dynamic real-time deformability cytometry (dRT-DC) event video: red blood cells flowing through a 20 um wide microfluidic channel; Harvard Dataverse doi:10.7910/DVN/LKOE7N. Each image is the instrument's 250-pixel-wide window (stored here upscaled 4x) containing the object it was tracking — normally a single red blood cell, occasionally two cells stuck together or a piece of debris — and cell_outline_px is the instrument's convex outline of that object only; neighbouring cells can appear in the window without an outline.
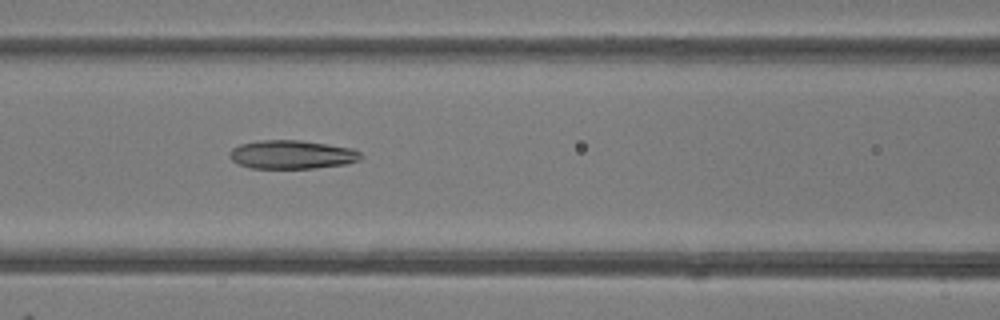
{"species": "common noctule bat (a hibernating species)", "species_latin": "Nyctalus noctula", "temperature_condition": "room temperature", "stored_images_in_passage": 49, "camera_frame_rate_fps": 3000, "um_per_image_px": 0.085, "animal": {"sex": "female"}, "frame": {"image": 1, "passage_image": 21, "time_ms": 6.667, "image_size_px": [1000, 320], "cell_outline_px": [[364, 156], [360, 160], [348, 164], [316, 168], [252, 168], [240, 164], [232, 160], [228, 156], [228, 152], [232, 148], [240, 144], [260, 140], [300, 140], [328, 144], [352, 148], [360, 152]], "centroid_in_image_um": [24.84, 13.14], "position_along_channel_um": 141.8, "area_um2": 22.08}}
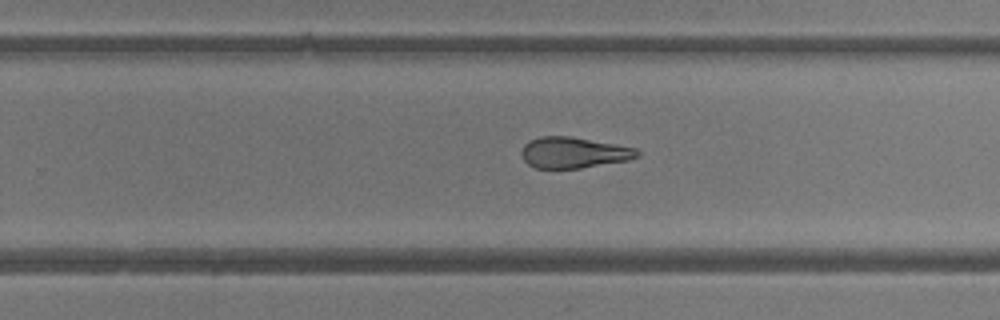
{"frame": {"image": 2, "passage_image": 31, "time_ms": 10.0, "image_size_px": [1000, 320], "cell_outline_px": [[640, 156], [628, 160], [580, 168], [536, 168], [528, 164], [524, 160], [520, 152], [524, 144], [528, 140], [540, 136], [572, 136], [636, 148], [640, 152]], "centroid_in_image_um": [48.74, 12.96], "position_along_channel_um": 281.1, "area_um2": 20.98}}
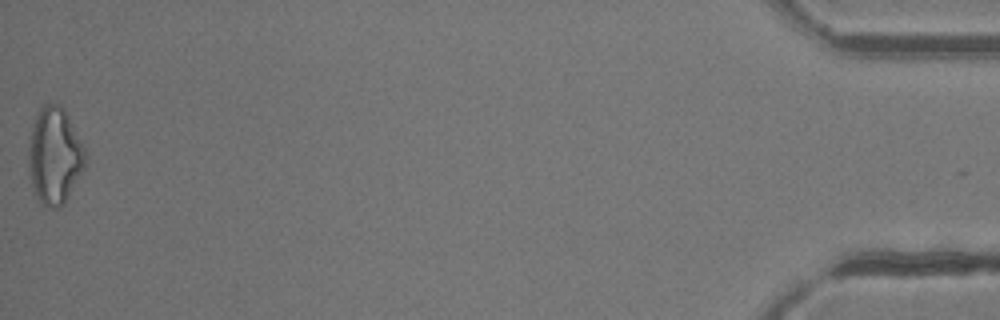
{"frame": {"image": 3, "passage_image": 49, "time_ms": 16.0, "image_size_px": [1000, 320], "cell_outline_px": [[88, 160], [84, 168], [64, 204], [60, 208], [52, 208], [40, 204], [32, 192], [28, 164], [28, 148], [32, 128], [36, 116], [40, 108], [44, 104], [60, 104], [64, 108], [88, 152]], "centroid_in_image_um": [4.65, 13.27], "position_along_channel_um": 430.5, "area_um2": 32.6}, "authors_computed_cell_mechanics": {"area_um2": 23.8136, "velocity_mm_per_s": 4.1851, "shape_relaxation_time_tau1_ms": null, "shape_relaxation_time_tau2_ms": 3.1306, "deformation_change_tau1": null, "deformation_change_tau2": 0.1298}}